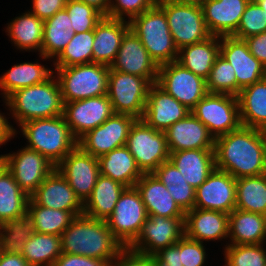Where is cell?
I'll use <instances>...</instances> for the list:
<instances>
[{
	"label": "cell",
	"instance_id": "obj_1",
	"mask_svg": "<svg viewBox=\"0 0 266 266\" xmlns=\"http://www.w3.org/2000/svg\"><path fill=\"white\" fill-rule=\"evenodd\" d=\"M215 168L235 179L266 173V131L240 126L215 138Z\"/></svg>",
	"mask_w": 266,
	"mask_h": 266
},
{
	"label": "cell",
	"instance_id": "obj_2",
	"mask_svg": "<svg viewBox=\"0 0 266 266\" xmlns=\"http://www.w3.org/2000/svg\"><path fill=\"white\" fill-rule=\"evenodd\" d=\"M62 253L112 261L123 245L110 231L107 221L76 216L61 234Z\"/></svg>",
	"mask_w": 266,
	"mask_h": 266
},
{
	"label": "cell",
	"instance_id": "obj_3",
	"mask_svg": "<svg viewBox=\"0 0 266 266\" xmlns=\"http://www.w3.org/2000/svg\"><path fill=\"white\" fill-rule=\"evenodd\" d=\"M2 101L17 128L26 121L63 115L64 103L54 74L42 83L15 90Z\"/></svg>",
	"mask_w": 266,
	"mask_h": 266
},
{
	"label": "cell",
	"instance_id": "obj_4",
	"mask_svg": "<svg viewBox=\"0 0 266 266\" xmlns=\"http://www.w3.org/2000/svg\"><path fill=\"white\" fill-rule=\"evenodd\" d=\"M16 130L26 147L47 157L56 166L77 146L63 115L26 121Z\"/></svg>",
	"mask_w": 266,
	"mask_h": 266
},
{
	"label": "cell",
	"instance_id": "obj_5",
	"mask_svg": "<svg viewBox=\"0 0 266 266\" xmlns=\"http://www.w3.org/2000/svg\"><path fill=\"white\" fill-rule=\"evenodd\" d=\"M129 23L130 29L140 38L158 66L177 60L178 49L170 33L166 15L156 3Z\"/></svg>",
	"mask_w": 266,
	"mask_h": 266
},
{
	"label": "cell",
	"instance_id": "obj_6",
	"mask_svg": "<svg viewBox=\"0 0 266 266\" xmlns=\"http://www.w3.org/2000/svg\"><path fill=\"white\" fill-rule=\"evenodd\" d=\"M53 69L63 103L107 95L110 66L92 62Z\"/></svg>",
	"mask_w": 266,
	"mask_h": 266
},
{
	"label": "cell",
	"instance_id": "obj_7",
	"mask_svg": "<svg viewBox=\"0 0 266 266\" xmlns=\"http://www.w3.org/2000/svg\"><path fill=\"white\" fill-rule=\"evenodd\" d=\"M164 11L176 48L192 45L209 38L202 7L166 0H156Z\"/></svg>",
	"mask_w": 266,
	"mask_h": 266
},
{
	"label": "cell",
	"instance_id": "obj_8",
	"mask_svg": "<svg viewBox=\"0 0 266 266\" xmlns=\"http://www.w3.org/2000/svg\"><path fill=\"white\" fill-rule=\"evenodd\" d=\"M143 174L153 173L169 160L170 152L165 132L150 127L143 119H136L125 144Z\"/></svg>",
	"mask_w": 266,
	"mask_h": 266
},
{
	"label": "cell",
	"instance_id": "obj_9",
	"mask_svg": "<svg viewBox=\"0 0 266 266\" xmlns=\"http://www.w3.org/2000/svg\"><path fill=\"white\" fill-rule=\"evenodd\" d=\"M152 84L148 79L110 68L107 96L114 113L142 119Z\"/></svg>",
	"mask_w": 266,
	"mask_h": 266
},
{
	"label": "cell",
	"instance_id": "obj_10",
	"mask_svg": "<svg viewBox=\"0 0 266 266\" xmlns=\"http://www.w3.org/2000/svg\"><path fill=\"white\" fill-rule=\"evenodd\" d=\"M191 112L214 138L241 126L239 104L235 95L208 92Z\"/></svg>",
	"mask_w": 266,
	"mask_h": 266
},
{
	"label": "cell",
	"instance_id": "obj_11",
	"mask_svg": "<svg viewBox=\"0 0 266 266\" xmlns=\"http://www.w3.org/2000/svg\"><path fill=\"white\" fill-rule=\"evenodd\" d=\"M147 218L140 192L136 187H130L120 195L113 213L106 221L114 237L124 248H128L140 234Z\"/></svg>",
	"mask_w": 266,
	"mask_h": 266
},
{
	"label": "cell",
	"instance_id": "obj_12",
	"mask_svg": "<svg viewBox=\"0 0 266 266\" xmlns=\"http://www.w3.org/2000/svg\"><path fill=\"white\" fill-rule=\"evenodd\" d=\"M16 152L3 154L5 167L13 175L19 187L30 197L51 174L56 165L47 157L26 146Z\"/></svg>",
	"mask_w": 266,
	"mask_h": 266
},
{
	"label": "cell",
	"instance_id": "obj_13",
	"mask_svg": "<svg viewBox=\"0 0 266 266\" xmlns=\"http://www.w3.org/2000/svg\"><path fill=\"white\" fill-rule=\"evenodd\" d=\"M157 84L189 110L208 93L206 80L176 61L159 66Z\"/></svg>",
	"mask_w": 266,
	"mask_h": 266
},
{
	"label": "cell",
	"instance_id": "obj_14",
	"mask_svg": "<svg viewBox=\"0 0 266 266\" xmlns=\"http://www.w3.org/2000/svg\"><path fill=\"white\" fill-rule=\"evenodd\" d=\"M184 218L148 216L140 234L128 248L152 256L161 249L175 245L185 235Z\"/></svg>",
	"mask_w": 266,
	"mask_h": 266
},
{
	"label": "cell",
	"instance_id": "obj_15",
	"mask_svg": "<svg viewBox=\"0 0 266 266\" xmlns=\"http://www.w3.org/2000/svg\"><path fill=\"white\" fill-rule=\"evenodd\" d=\"M136 118L127 114H113L103 124L88 131L77 145L93 157L99 158L110 151L124 146L131 126Z\"/></svg>",
	"mask_w": 266,
	"mask_h": 266
},
{
	"label": "cell",
	"instance_id": "obj_16",
	"mask_svg": "<svg viewBox=\"0 0 266 266\" xmlns=\"http://www.w3.org/2000/svg\"><path fill=\"white\" fill-rule=\"evenodd\" d=\"M113 114L112 104L107 95L65 102L63 108V116L77 141Z\"/></svg>",
	"mask_w": 266,
	"mask_h": 266
},
{
	"label": "cell",
	"instance_id": "obj_17",
	"mask_svg": "<svg viewBox=\"0 0 266 266\" xmlns=\"http://www.w3.org/2000/svg\"><path fill=\"white\" fill-rule=\"evenodd\" d=\"M84 203L100 176L98 158L85 153L78 145L56 166Z\"/></svg>",
	"mask_w": 266,
	"mask_h": 266
},
{
	"label": "cell",
	"instance_id": "obj_18",
	"mask_svg": "<svg viewBox=\"0 0 266 266\" xmlns=\"http://www.w3.org/2000/svg\"><path fill=\"white\" fill-rule=\"evenodd\" d=\"M236 204V179L228 172L214 169L195 189L194 208L231 213Z\"/></svg>",
	"mask_w": 266,
	"mask_h": 266
},
{
	"label": "cell",
	"instance_id": "obj_19",
	"mask_svg": "<svg viewBox=\"0 0 266 266\" xmlns=\"http://www.w3.org/2000/svg\"><path fill=\"white\" fill-rule=\"evenodd\" d=\"M220 55L234 68L239 92L266 77V67L249 51L244 39L220 37Z\"/></svg>",
	"mask_w": 266,
	"mask_h": 266
},
{
	"label": "cell",
	"instance_id": "obj_20",
	"mask_svg": "<svg viewBox=\"0 0 266 266\" xmlns=\"http://www.w3.org/2000/svg\"><path fill=\"white\" fill-rule=\"evenodd\" d=\"M110 68L157 83L159 66L148 54L140 38L132 29L125 33L118 54Z\"/></svg>",
	"mask_w": 266,
	"mask_h": 266
},
{
	"label": "cell",
	"instance_id": "obj_21",
	"mask_svg": "<svg viewBox=\"0 0 266 266\" xmlns=\"http://www.w3.org/2000/svg\"><path fill=\"white\" fill-rule=\"evenodd\" d=\"M228 225L229 214L221 211L193 208L185 213V236L204 244L225 240L227 245Z\"/></svg>",
	"mask_w": 266,
	"mask_h": 266
},
{
	"label": "cell",
	"instance_id": "obj_22",
	"mask_svg": "<svg viewBox=\"0 0 266 266\" xmlns=\"http://www.w3.org/2000/svg\"><path fill=\"white\" fill-rule=\"evenodd\" d=\"M191 110L169 95L157 83L149 89L142 119L153 129L165 132Z\"/></svg>",
	"mask_w": 266,
	"mask_h": 266
},
{
	"label": "cell",
	"instance_id": "obj_23",
	"mask_svg": "<svg viewBox=\"0 0 266 266\" xmlns=\"http://www.w3.org/2000/svg\"><path fill=\"white\" fill-rule=\"evenodd\" d=\"M30 198L40 206L70 211L75 216L83 214V202L57 169L45 178Z\"/></svg>",
	"mask_w": 266,
	"mask_h": 266
},
{
	"label": "cell",
	"instance_id": "obj_24",
	"mask_svg": "<svg viewBox=\"0 0 266 266\" xmlns=\"http://www.w3.org/2000/svg\"><path fill=\"white\" fill-rule=\"evenodd\" d=\"M165 136L169 152L191 149H214L215 138L192 112L185 118L172 124L165 131Z\"/></svg>",
	"mask_w": 266,
	"mask_h": 266
},
{
	"label": "cell",
	"instance_id": "obj_25",
	"mask_svg": "<svg viewBox=\"0 0 266 266\" xmlns=\"http://www.w3.org/2000/svg\"><path fill=\"white\" fill-rule=\"evenodd\" d=\"M250 0H205L201 5L209 33L213 36H232Z\"/></svg>",
	"mask_w": 266,
	"mask_h": 266
},
{
	"label": "cell",
	"instance_id": "obj_26",
	"mask_svg": "<svg viewBox=\"0 0 266 266\" xmlns=\"http://www.w3.org/2000/svg\"><path fill=\"white\" fill-rule=\"evenodd\" d=\"M135 187L141 194L148 216L185 217V212L153 173L143 174Z\"/></svg>",
	"mask_w": 266,
	"mask_h": 266
},
{
	"label": "cell",
	"instance_id": "obj_27",
	"mask_svg": "<svg viewBox=\"0 0 266 266\" xmlns=\"http://www.w3.org/2000/svg\"><path fill=\"white\" fill-rule=\"evenodd\" d=\"M129 29L128 21L103 17L94 29L93 62L111 66Z\"/></svg>",
	"mask_w": 266,
	"mask_h": 266
},
{
	"label": "cell",
	"instance_id": "obj_28",
	"mask_svg": "<svg viewBox=\"0 0 266 266\" xmlns=\"http://www.w3.org/2000/svg\"><path fill=\"white\" fill-rule=\"evenodd\" d=\"M169 160L189 185L198 188L215 169L214 149H191L170 152Z\"/></svg>",
	"mask_w": 266,
	"mask_h": 266
},
{
	"label": "cell",
	"instance_id": "obj_29",
	"mask_svg": "<svg viewBox=\"0 0 266 266\" xmlns=\"http://www.w3.org/2000/svg\"><path fill=\"white\" fill-rule=\"evenodd\" d=\"M11 19L4 29L11 44L17 51L38 52L41 54L44 21L33 15L29 10Z\"/></svg>",
	"mask_w": 266,
	"mask_h": 266
},
{
	"label": "cell",
	"instance_id": "obj_30",
	"mask_svg": "<svg viewBox=\"0 0 266 266\" xmlns=\"http://www.w3.org/2000/svg\"><path fill=\"white\" fill-rule=\"evenodd\" d=\"M228 244L266 243V215L234 209L229 213Z\"/></svg>",
	"mask_w": 266,
	"mask_h": 266
},
{
	"label": "cell",
	"instance_id": "obj_31",
	"mask_svg": "<svg viewBox=\"0 0 266 266\" xmlns=\"http://www.w3.org/2000/svg\"><path fill=\"white\" fill-rule=\"evenodd\" d=\"M220 54V36L211 35L204 41L178 50L176 62L207 80L215 59Z\"/></svg>",
	"mask_w": 266,
	"mask_h": 266
},
{
	"label": "cell",
	"instance_id": "obj_32",
	"mask_svg": "<svg viewBox=\"0 0 266 266\" xmlns=\"http://www.w3.org/2000/svg\"><path fill=\"white\" fill-rule=\"evenodd\" d=\"M100 174L110 177L127 188L135 187L143 173L126 145L98 158Z\"/></svg>",
	"mask_w": 266,
	"mask_h": 266
},
{
	"label": "cell",
	"instance_id": "obj_33",
	"mask_svg": "<svg viewBox=\"0 0 266 266\" xmlns=\"http://www.w3.org/2000/svg\"><path fill=\"white\" fill-rule=\"evenodd\" d=\"M126 188L110 177L100 174L91 195L83 203V214L106 221Z\"/></svg>",
	"mask_w": 266,
	"mask_h": 266
},
{
	"label": "cell",
	"instance_id": "obj_34",
	"mask_svg": "<svg viewBox=\"0 0 266 266\" xmlns=\"http://www.w3.org/2000/svg\"><path fill=\"white\" fill-rule=\"evenodd\" d=\"M54 74V69L40 61L14 64L0 75V95L6 99L15 90L42 83Z\"/></svg>",
	"mask_w": 266,
	"mask_h": 266
},
{
	"label": "cell",
	"instance_id": "obj_35",
	"mask_svg": "<svg viewBox=\"0 0 266 266\" xmlns=\"http://www.w3.org/2000/svg\"><path fill=\"white\" fill-rule=\"evenodd\" d=\"M241 125L266 131V77L237 95Z\"/></svg>",
	"mask_w": 266,
	"mask_h": 266
},
{
	"label": "cell",
	"instance_id": "obj_36",
	"mask_svg": "<svg viewBox=\"0 0 266 266\" xmlns=\"http://www.w3.org/2000/svg\"><path fill=\"white\" fill-rule=\"evenodd\" d=\"M75 32L68 12L63 9L44 21L40 60L53 62L64 50ZM53 59V60H52Z\"/></svg>",
	"mask_w": 266,
	"mask_h": 266
},
{
	"label": "cell",
	"instance_id": "obj_37",
	"mask_svg": "<svg viewBox=\"0 0 266 266\" xmlns=\"http://www.w3.org/2000/svg\"><path fill=\"white\" fill-rule=\"evenodd\" d=\"M29 199L5 167L0 172V224L25 214Z\"/></svg>",
	"mask_w": 266,
	"mask_h": 266
},
{
	"label": "cell",
	"instance_id": "obj_38",
	"mask_svg": "<svg viewBox=\"0 0 266 266\" xmlns=\"http://www.w3.org/2000/svg\"><path fill=\"white\" fill-rule=\"evenodd\" d=\"M235 208L266 215V173L236 179Z\"/></svg>",
	"mask_w": 266,
	"mask_h": 266
},
{
	"label": "cell",
	"instance_id": "obj_39",
	"mask_svg": "<svg viewBox=\"0 0 266 266\" xmlns=\"http://www.w3.org/2000/svg\"><path fill=\"white\" fill-rule=\"evenodd\" d=\"M61 254V236L37 232L27 240L21 253L30 266H53Z\"/></svg>",
	"mask_w": 266,
	"mask_h": 266
},
{
	"label": "cell",
	"instance_id": "obj_40",
	"mask_svg": "<svg viewBox=\"0 0 266 266\" xmlns=\"http://www.w3.org/2000/svg\"><path fill=\"white\" fill-rule=\"evenodd\" d=\"M153 174L166 186L174 201L185 213L194 208L195 188L187 183L170 160L163 162Z\"/></svg>",
	"mask_w": 266,
	"mask_h": 266
},
{
	"label": "cell",
	"instance_id": "obj_41",
	"mask_svg": "<svg viewBox=\"0 0 266 266\" xmlns=\"http://www.w3.org/2000/svg\"><path fill=\"white\" fill-rule=\"evenodd\" d=\"M35 234L32 217L28 212L16 219L0 224V250L2 253L21 254L27 240Z\"/></svg>",
	"mask_w": 266,
	"mask_h": 266
},
{
	"label": "cell",
	"instance_id": "obj_42",
	"mask_svg": "<svg viewBox=\"0 0 266 266\" xmlns=\"http://www.w3.org/2000/svg\"><path fill=\"white\" fill-rule=\"evenodd\" d=\"M27 212L33 219L35 232L61 236L76 217L70 211L47 208L29 199Z\"/></svg>",
	"mask_w": 266,
	"mask_h": 266
},
{
	"label": "cell",
	"instance_id": "obj_43",
	"mask_svg": "<svg viewBox=\"0 0 266 266\" xmlns=\"http://www.w3.org/2000/svg\"><path fill=\"white\" fill-rule=\"evenodd\" d=\"M94 30L75 33L61 52L51 63L52 67H68L93 62Z\"/></svg>",
	"mask_w": 266,
	"mask_h": 266
},
{
	"label": "cell",
	"instance_id": "obj_44",
	"mask_svg": "<svg viewBox=\"0 0 266 266\" xmlns=\"http://www.w3.org/2000/svg\"><path fill=\"white\" fill-rule=\"evenodd\" d=\"M266 243L223 246V266H266Z\"/></svg>",
	"mask_w": 266,
	"mask_h": 266
},
{
	"label": "cell",
	"instance_id": "obj_45",
	"mask_svg": "<svg viewBox=\"0 0 266 266\" xmlns=\"http://www.w3.org/2000/svg\"><path fill=\"white\" fill-rule=\"evenodd\" d=\"M209 93L238 95V84L232 65L220 54L215 59L210 75L206 80Z\"/></svg>",
	"mask_w": 266,
	"mask_h": 266
},
{
	"label": "cell",
	"instance_id": "obj_46",
	"mask_svg": "<svg viewBox=\"0 0 266 266\" xmlns=\"http://www.w3.org/2000/svg\"><path fill=\"white\" fill-rule=\"evenodd\" d=\"M64 9L68 12L75 33L94 30L104 17L93 7L79 0H67Z\"/></svg>",
	"mask_w": 266,
	"mask_h": 266
},
{
	"label": "cell",
	"instance_id": "obj_47",
	"mask_svg": "<svg viewBox=\"0 0 266 266\" xmlns=\"http://www.w3.org/2000/svg\"><path fill=\"white\" fill-rule=\"evenodd\" d=\"M266 31V15L257 0H250L241 16L237 31L232 35L245 39Z\"/></svg>",
	"mask_w": 266,
	"mask_h": 266
},
{
	"label": "cell",
	"instance_id": "obj_48",
	"mask_svg": "<svg viewBox=\"0 0 266 266\" xmlns=\"http://www.w3.org/2000/svg\"><path fill=\"white\" fill-rule=\"evenodd\" d=\"M155 3L156 0H111L108 17L130 22Z\"/></svg>",
	"mask_w": 266,
	"mask_h": 266
},
{
	"label": "cell",
	"instance_id": "obj_49",
	"mask_svg": "<svg viewBox=\"0 0 266 266\" xmlns=\"http://www.w3.org/2000/svg\"><path fill=\"white\" fill-rule=\"evenodd\" d=\"M202 242L192 240L185 235L180 239L181 263L183 266H205L208 254Z\"/></svg>",
	"mask_w": 266,
	"mask_h": 266
},
{
	"label": "cell",
	"instance_id": "obj_50",
	"mask_svg": "<svg viewBox=\"0 0 266 266\" xmlns=\"http://www.w3.org/2000/svg\"><path fill=\"white\" fill-rule=\"evenodd\" d=\"M29 11L39 19L45 21L51 18L56 12L65 8L67 0H31Z\"/></svg>",
	"mask_w": 266,
	"mask_h": 266
},
{
	"label": "cell",
	"instance_id": "obj_51",
	"mask_svg": "<svg viewBox=\"0 0 266 266\" xmlns=\"http://www.w3.org/2000/svg\"><path fill=\"white\" fill-rule=\"evenodd\" d=\"M111 266H155L152 256L124 248L111 262Z\"/></svg>",
	"mask_w": 266,
	"mask_h": 266
},
{
	"label": "cell",
	"instance_id": "obj_52",
	"mask_svg": "<svg viewBox=\"0 0 266 266\" xmlns=\"http://www.w3.org/2000/svg\"><path fill=\"white\" fill-rule=\"evenodd\" d=\"M111 262L83 255L62 253L53 266H111Z\"/></svg>",
	"mask_w": 266,
	"mask_h": 266
},
{
	"label": "cell",
	"instance_id": "obj_53",
	"mask_svg": "<svg viewBox=\"0 0 266 266\" xmlns=\"http://www.w3.org/2000/svg\"><path fill=\"white\" fill-rule=\"evenodd\" d=\"M155 266H183L181 263L180 240L172 246L152 255Z\"/></svg>",
	"mask_w": 266,
	"mask_h": 266
},
{
	"label": "cell",
	"instance_id": "obj_54",
	"mask_svg": "<svg viewBox=\"0 0 266 266\" xmlns=\"http://www.w3.org/2000/svg\"><path fill=\"white\" fill-rule=\"evenodd\" d=\"M244 40L250 53L266 67V31Z\"/></svg>",
	"mask_w": 266,
	"mask_h": 266
},
{
	"label": "cell",
	"instance_id": "obj_55",
	"mask_svg": "<svg viewBox=\"0 0 266 266\" xmlns=\"http://www.w3.org/2000/svg\"><path fill=\"white\" fill-rule=\"evenodd\" d=\"M2 111H0V148L1 145H6L7 142L11 141L12 139L15 138L16 136V130L17 128H15L9 118V114L7 112L6 116L5 113H1ZM8 115V116H7ZM8 117V118H7Z\"/></svg>",
	"mask_w": 266,
	"mask_h": 266
},
{
	"label": "cell",
	"instance_id": "obj_56",
	"mask_svg": "<svg viewBox=\"0 0 266 266\" xmlns=\"http://www.w3.org/2000/svg\"><path fill=\"white\" fill-rule=\"evenodd\" d=\"M0 266H30V265L21 254L1 252Z\"/></svg>",
	"mask_w": 266,
	"mask_h": 266
},
{
	"label": "cell",
	"instance_id": "obj_57",
	"mask_svg": "<svg viewBox=\"0 0 266 266\" xmlns=\"http://www.w3.org/2000/svg\"><path fill=\"white\" fill-rule=\"evenodd\" d=\"M79 1L93 7L104 17H108L111 0H79Z\"/></svg>",
	"mask_w": 266,
	"mask_h": 266
},
{
	"label": "cell",
	"instance_id": "obj_58",
	"mask_svg": "<svg viewBox=\"0 0 266 266\" xmlns=\"http://www.w3.org/2000/svg\"><path fill=\"white\" fill-rule=\"evenodd\" d=\"M166 1H173V2L199 5V6H201L205 2V0H166Z\"/></svg>",
	"mask_w": 266,
	"mask_h": 266
},
{
	"label": "cell",
	"instance_id": "obj_59",
	"mask_svg": "<svg viewBox=\"0 0 266 266\" xmlns=\"http://www.w3.org/2000/svg\"><path fill=\"white\" fill-rule=\"evenodd\" d=\"M5 168V159L3 154H0V172Z\"/></svg>",
	"mask_w": 266,
	"mask_h": 266
},
{
	"label": "cell",
	"instance_id": "obj_60",
	"mask_svg": "<svg viewBox=\"0 0 266 266\" xmlns=\"http://www.w3.org/2000/svg\"><path fill=\"white\" fill-rule=\"evenodd\" d=\"M266 15V0H257Z\"/></svg>",
	"mask_w": 266,
	"mask_h": 266
}]
</instances>
